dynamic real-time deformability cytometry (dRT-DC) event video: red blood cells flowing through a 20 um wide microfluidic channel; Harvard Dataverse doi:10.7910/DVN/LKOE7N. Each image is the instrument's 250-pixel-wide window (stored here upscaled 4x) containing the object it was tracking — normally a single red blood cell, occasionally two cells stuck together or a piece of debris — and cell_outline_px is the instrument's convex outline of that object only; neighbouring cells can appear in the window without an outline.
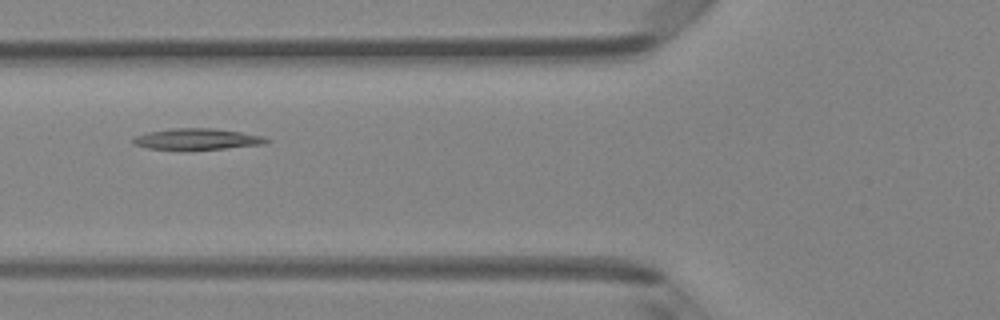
{"species": "Egyptian fruit bat (a non-hibernating species)", "species_latin": "Rousettus aegyptiacus", "temperature_condition": "room temperature", "stored_images_in_passage": 6, "camera_frame_rate_fps": 3000, "um_per_image_px": 0.085, "animal": {"sex": "female"}, "frame": {"image": 1, "passage_image": 5, "time_ms": 1.333, "image_size_px": [1000, 320], "cell_outline_px": [[272, 140], [264, 144], [224, 148], [148, 148], [132, 144], [132, 140], [136, 136], [148, 132], [172, 128], [212, 128], [240, 132], [260, 136]], "centroid_in_image_um": [16.74, 11.8], "position_along_channel_um": 109.1, "area_um2": 15.78}}
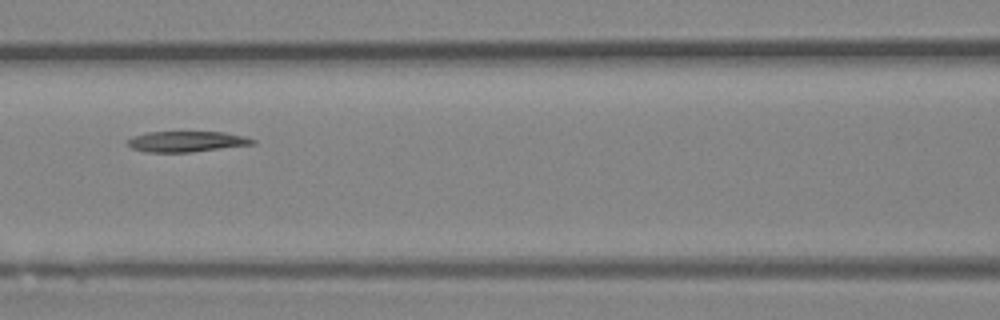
{"frame": {"image": 2, "passage_image": 6, "time_ms": 1.667, "image_size_px": [1000, 320], "cell_outline_px": [[256, 144], [192, 152], [144, 152], [132, 148], [124, 140], [132, 136], [148, 132], [224, 132], [244, 136], [256, 140]], "centroid_in_image_um": [15.84, 12.03], "position_along_channel_um": 150.8, "area_um2": 15.2}}